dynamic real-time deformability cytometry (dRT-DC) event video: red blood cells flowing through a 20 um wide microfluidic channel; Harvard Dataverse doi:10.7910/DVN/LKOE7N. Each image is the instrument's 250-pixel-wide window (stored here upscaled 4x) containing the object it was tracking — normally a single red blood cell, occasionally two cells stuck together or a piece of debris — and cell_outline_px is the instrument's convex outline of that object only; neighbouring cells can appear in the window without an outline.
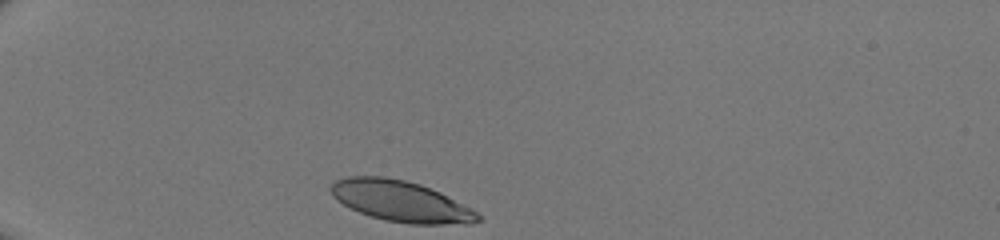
{"species": "human", "species_latin": "Homo sapiens", "temperature_condition": "room temperature", "stored_images_in_passage": 29, "camera_frame_rate_fps": 3000, "um_per_image_px": 0.085, "donor": {"sex": "male"}, "frame": {"image": 1, "passage_image": 1, "time_ms": 0.0, "image_size_px": [1000, 240], "cell_outline_px": [[484, 216], [480, 220], [472, 224], [408, 224], [384, 220], [360, 212], [336, 200], [332, 196], [328, 188], [336, 180], [348, 176], [384, 176], [404, 180], [420, 184], [440, 192], [472, 208]], "centroid_in_image_um": [34.1, 17.11], "position_along_channel_um": 50.9, "area_um2": 35.26}}
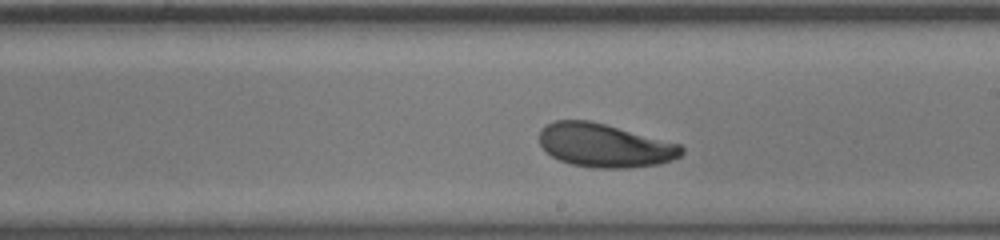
{"frame": {"image": 2, "passage_image": 17, "time_ms": 5.333, "image_size_px": [1000, 240], "cell_outline_px": [[684, 152], [680, 156], [672, 160], [660, 164], [628, 168], [596, 168], [572, 164], [560, 160], [552, 156], [540, 144], [540, 128], [556, 120], [588, 120], [604, 124], [680, 144], [684, 148]], "centroid_in_image_um": [51.41, 12.37], "position_along_channel_um": 237.6, "area_um2": 35.84}}
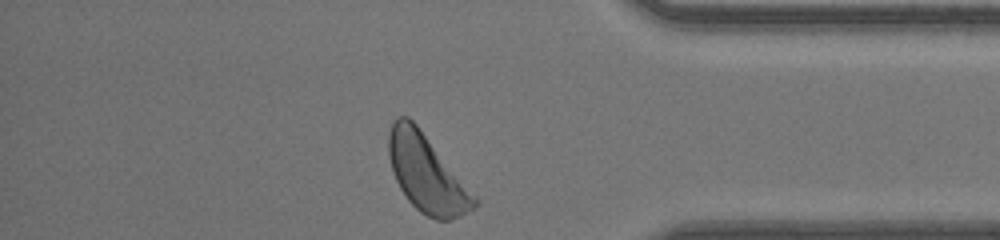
{"frame": {"image": 3, "passage_image": 29, "time_ms": 9.333, "image_size_px": [1000, 240], "cell_outline_px": [[480, 204], [460, 216], [448, 220], [436, 220], [420, 212], [408, 200], [400, 188], [392, 172], [388, 156], [388, 136], [392, 120], [396, 116], [408, 116], [416, 124], [480, 200]], "centroid_in_image_um": [36.26, 14.75], "position_along_channel_um": 398.9, "area_um2": 38.49}}